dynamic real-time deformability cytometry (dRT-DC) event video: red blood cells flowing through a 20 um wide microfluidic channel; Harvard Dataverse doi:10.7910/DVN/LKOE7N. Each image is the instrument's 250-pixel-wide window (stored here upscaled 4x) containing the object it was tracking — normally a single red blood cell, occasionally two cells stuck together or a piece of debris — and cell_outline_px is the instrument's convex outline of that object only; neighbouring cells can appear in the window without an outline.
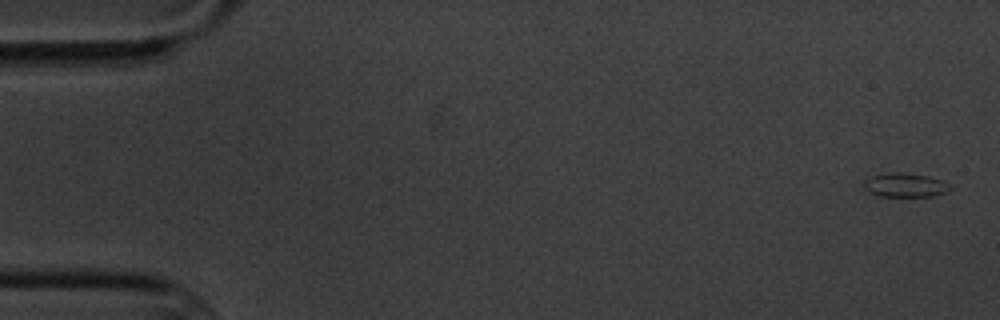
{"species": "common noctule bat (a hibernating species)", "species_latin": "Nyctalus noctula", "temperature_condition": "cold", "stored_images_in_passage": 8, "camera_frame_rate_fps": 3000, "um_per_image_px": 0.085, "animal": {"sex": "male", "body_mass_g": 20.1, "forearm_length_mm": 53.5}, "frame": {"image": 1, "passage_image": 1, "time_ms": 0.0, "image_size_px": [1000, 320], "cell_outline_px": [[952, 188], [944, 192], [932, 196], [880, 196], [868, 192], [864, 188], [864, 180], [872, 176], [888, 172], [896, 172], [928, 176], [940, 180], [948, 184]], "centroid_in_image_um": [76.89, 15.73], "position_along_channel_um": 8.1, "area_um2": 11.85}}
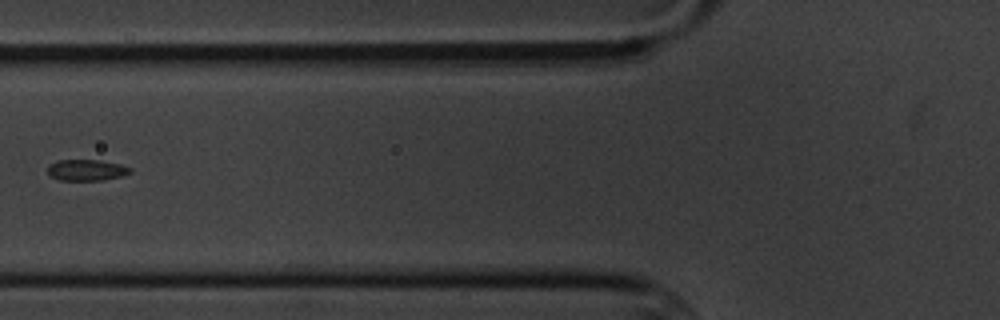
{"frame": {"image": 2, "passage_image": 6, "time_ms": 7.0, "image_size_px": [1000, 320], "cell_outline_px": [[132, 172], [120, 176], [104, 180], [60, 180], [52, 176], [48, 172], [48, 164], [60, 160], [100, 160], [120, 164], [132, 168]], "centroid_in_image_um": [7.37, 14.45], "position_along_channel_um": 118.4, "area_um2": 10.12}}
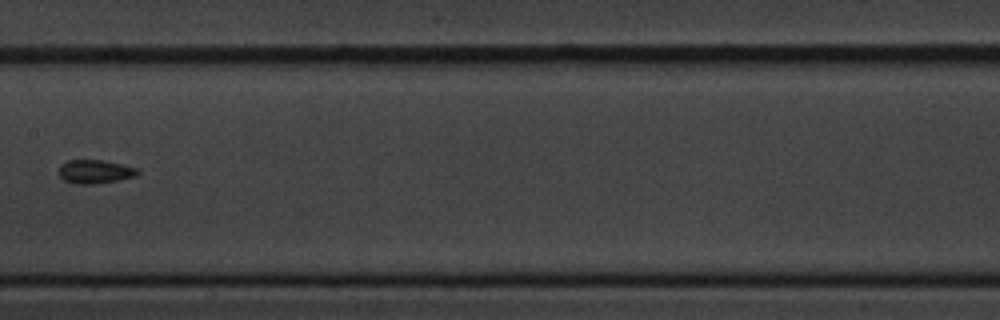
{"frame": {"image": 3, "passage_image": 8, "time_ms": 9.333, "image_size_px": [1000, 320], "cell_outline_px": [[140, 172], [136, 176], [120, 180], [92, 184], [76, 184], [64, 180], [56, 172], [60, 164], [68, 160], [104, 160], [140, 168]], "centroid_in_image_um": [8.08, 14.58], "position_along_channel_um": 199.3, "area_um2": 11.16}}